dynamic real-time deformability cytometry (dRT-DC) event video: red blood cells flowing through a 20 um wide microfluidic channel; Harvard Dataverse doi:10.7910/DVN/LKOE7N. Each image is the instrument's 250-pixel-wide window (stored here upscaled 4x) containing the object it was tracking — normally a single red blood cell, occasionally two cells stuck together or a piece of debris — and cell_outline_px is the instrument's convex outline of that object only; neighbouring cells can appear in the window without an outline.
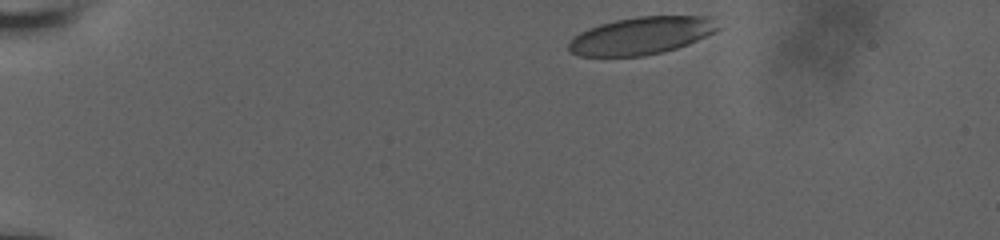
{"species": "human", "species_latin": "Homo sapiens", "temperature_condition": "room temperature", "stored_images_in_passage": 7, "camera_frame_rate_fps": 3000, "um_per_image_px": 0.085, "donor": {"sex": "male"}, "frame": {"image": 1, "passage_image": 1, "time_ms": 0.0, "image_size_px": [1000, 240], "cell_outline_px": [[724, 28], [716, 32], [688, 44], [664, 52], [644, 56], [580, 56], [568, 52], [568, 44], [580, 32], [588, 28], [600, 24], [616, 20], [640, 16], [712, 16]], "centroid_in_image_um": [54.59, 3.03], "position_along_channel_um": 30.4, "area_um2": 32.95}}
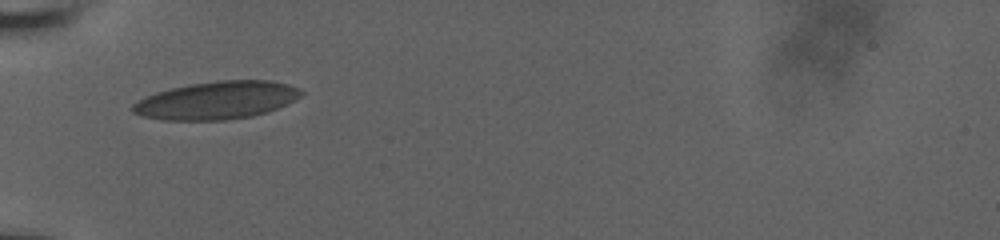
{"frame": {"image": 2, "passage_image": 5, "time_ms": 3.333, "image_size_px": [1000, 240], "cell_outline_px": [[304, 92], [300, 96], [268, 112], [252, 116], [224, 120], [160, 120], [140, 116], [132, 112], [132, 104], [144, 96], [156, 92], [172, 88], [192, 84], [216, 80], [272, 80], [288, 84], [300, 88]], "centroid_in_image_um": [18.39, 8.53], "position_along_channel_um": 66.6, "area_um2": 37.17}}
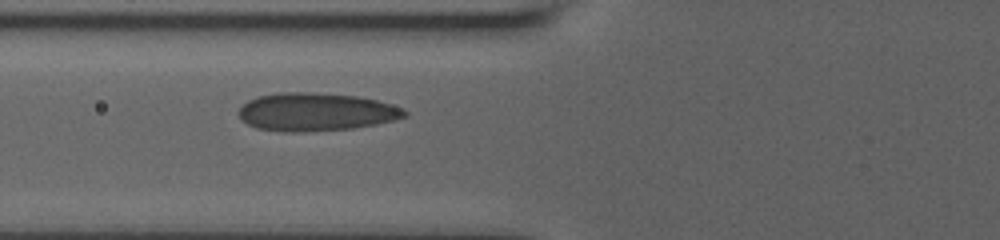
{"frame": {"image": 3, "passage_image": 6, "time_ms": 4.333, "image_size_px": [1000, 240], "cell_outline_px": [[408, 116], [376, 124], [352, 128], [300, 132], [284, 132], [256, 128], [248, 124], [236, 112], [248, 100], [256, 96], [276, 92], [312, 92], [356, 96], [376, 100], [404, 108], [408, 112]], "centroid_in_image_um": [26.83, 9.51], "position_along_channel_um": 99.0, "area_um2": 36.88}}